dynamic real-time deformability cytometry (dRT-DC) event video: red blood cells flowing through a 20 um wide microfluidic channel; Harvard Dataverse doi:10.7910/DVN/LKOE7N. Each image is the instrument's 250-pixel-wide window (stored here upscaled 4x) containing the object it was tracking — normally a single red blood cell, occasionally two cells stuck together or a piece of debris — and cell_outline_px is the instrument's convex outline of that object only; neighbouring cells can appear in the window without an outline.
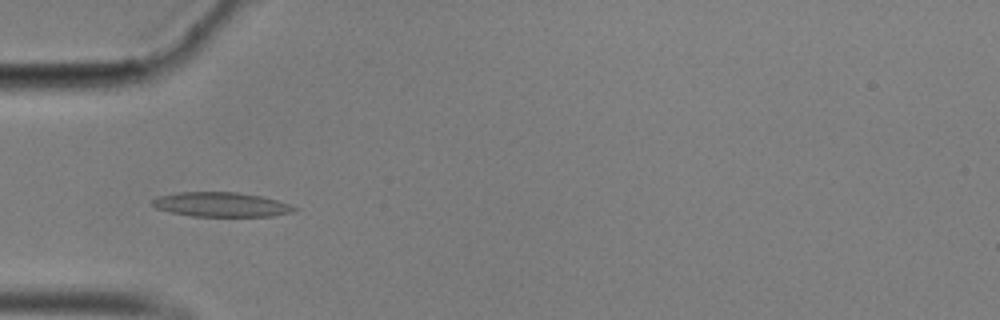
{"species": "common noctule bat (a hibernating species)", "species_latin": "Nyctalus noctula", "temperature_condition": "cold", "stored_images_in_passage": 57, "camera_frame_rate_fps": 3000, "um_per_image_px": 0.085, "animal": {"sex": "male", "body_mass_g": 17.9}, "frame": {"image": 1, "passage_image": 18, "time_ms": 5.667, "image_size_px": [1000, 320], "cell_outline_px": [[296, 212], [272, 216], [192, 216], [172, 212], [156, 208], [148, 204], [156, 196], [180, 192], [236, 192], [264, 196], [288, 204], [296, 208]], "centroid_in_image_um": [18.77, 17.38], "position_along_channel_um": 66.2, "area_um2": 20.35}}
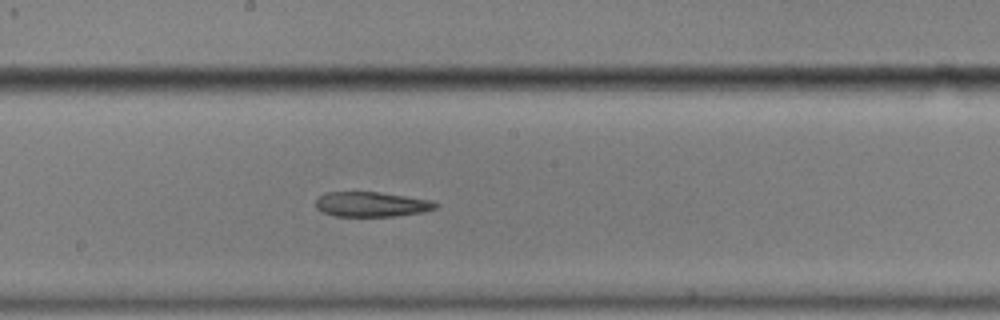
{"frame": {"image": 2, "passage_image": 31, "time_ms": 10.0, "image_size_px": [1000, 320], "cell_outline_px": [[440, 204], [436, 208], [420, 212], [392, 216], [332, 216], [320, 212], [316, 208], [316, 200], [320, 196], [328, 192], [380, 192], [428, 200]], "centroid_in_image_um": [31.51, 17.37], "position_along_channel_um": 216.7, "area_um2": 17.22}}
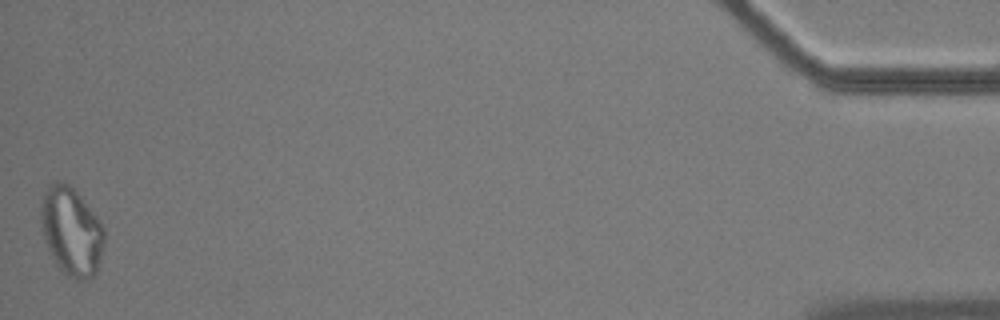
{"frame": {"image": 3, "passage_image": 57, "time_ms": 18.667, "image_size_px": [1000, 320], "cell_outline_px": [[104, 244], [100, 260], [96, 272], [88, 280], [76, 280], [68, 276], [56, 264], [48, 248], [44, 236], [40, 220], [40, 204], [44, 192], [56, 180], [60, 180], [68, 184], [80, 196], [100, 220], [104, 228]], "centroid_in_image_um": [6.07, 19.67], "position_along_channel_um": 429.1, "area_um2": 32.48}}